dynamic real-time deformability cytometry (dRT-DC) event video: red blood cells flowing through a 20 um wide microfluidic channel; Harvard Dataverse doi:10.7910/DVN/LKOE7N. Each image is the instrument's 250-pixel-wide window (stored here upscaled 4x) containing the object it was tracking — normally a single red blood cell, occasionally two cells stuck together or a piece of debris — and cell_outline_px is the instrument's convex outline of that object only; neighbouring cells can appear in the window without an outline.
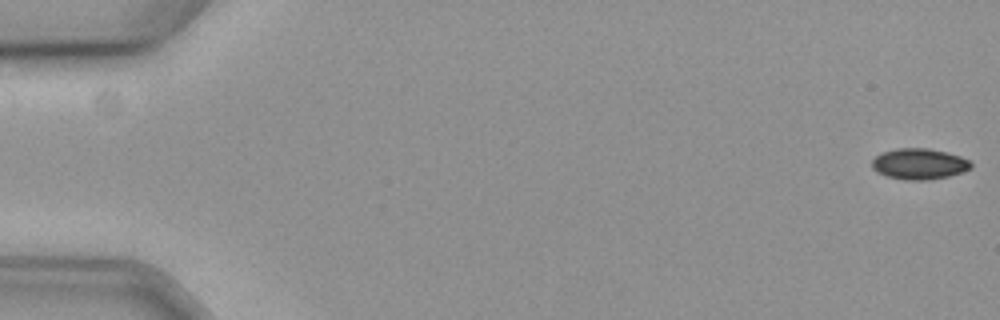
{"species": "common noctule bat (a hibernating species)", "species_latin": "Nyctalus noctula", "temperature_condition": "cold", "stored_images_in_passage": 16, "camera_frame_rate_fps": 3000, "um_per_image_px": 0.085, "animal": {"sex": "female", "body_mass_g": 19.3, "forearm_length_mm": 54.1}, "frame": {"image": 1, "passage_image": 1, "time_ms": 0.0, "image_size_px": [1000, 320], "cell_outline_px": [[972, 168], [964, 172], [948, 176], [928, 180], [904, 180], [888, 176], [876, 172], [872, 168], [872, 160], [876, 156], [884, 152], [896, 148], [928, 148], [948, 152], [960, 156], [968, 160], [972, 164]], "centroid_in_image_um": [78.15, 13.93], "position_along_channel_um": 6.9, "area_um2": 17.92}}